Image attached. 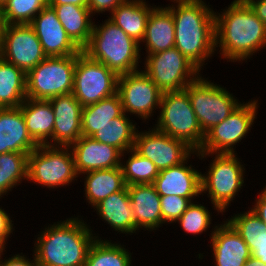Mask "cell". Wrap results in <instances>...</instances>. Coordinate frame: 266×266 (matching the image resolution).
I'll use <instances>...</instances> for the list:
<instances>
[{
    "label": "cell",
    "instance_id": "17",
    "mask_svg": "<svg viewBox=\"0 0 266 266\" xmlns=\"http://www.w3.org/2000/svg\"><path fill=\"white\" fill-rule=\"evenodd\" d=\"M191 157L198 158V151H194L181 164L159 171L153 185L160 196L200 198L201 170H197L192 163L188 164Z\"/></svg>",
    "mask_w": 266,
    "mask_h": 266
},
{
    "label": "cell",
    "instance_id": "26",
    "mask_svg": "<svg viewBox=\"0 0 266 266\" xmlns=\"http://www.w3.org/2000/svg\"><path fill=\"white\" fill-rule=\"evenodd\" d=\"M79 179H84L83 181L80 180V182H84L83 197H85L88 207L90 204L91 209L109 195L121 191L127 186L121 166L83 173Z\"/></svg>",
    "mask_w": 266,
    "mask_h": 266
},
{
    "label": "cell",
    "instance_id": "25",
    "mask_svg": "<svg viewBox=\"0 0 266 266\" xmlns=\"http://www.w3.org/2000/svg\"><path fill=\"white\" fill-rule=\"evenodd\" d=\"M19 107L31 138L38 145L53 146L55 116L50 101L26 98Z\"/></svg>",
    "mask_w": 266,
    "mask_h": 266
},
{
    "label": "cell",
    "instance_id": "50",
    "mask_svg": "<svg viewBox=\"0 0 266 266\" xmlns=\"http://www.w3.org/2000/svg\"><path fill=\"white\" fill-rule=\"evenodd\" d=\"M3 250H4V249L0 246V254L2 253Z\"/></svg>",
    "mask_w": 266,
    "mask_h": 266
},
{
    "label": "cell",
    "instance_id": "13",
    "mask_svg": "<svg viewBox=\"0 0 266 266\" xmlns=\"http://www.w3.org/2000/svg\"><path fill=\"white\" fill-rule=\"evenodd\" d=\"M117 80L118 75L106 65L82 51L77 54L72 93L83 107L117 93Z\"/></svg>",
    "mask_w": 266,
    "mask_h": 266
},
{
    "label": "cell",
    "instance_id": "9",
    "mask_svg": "<svg viewBox=\"0 0 266 266\" xmlns=\"http://www.w3.org/2000/svg\"><path fill=\"white\" fill-rule=\"evenodd\" d=\"M77 55L46 57L26 74L29 99L48 100L72 93Z\"/></svg>",
    "mask_w": 266,
    "mask_h": 266
},
{
    "label": "cell",
    "instance_id": "42",
    "mask_svg": "<svg viewBox=\"0 0 266 266\" xmlns=\"http://www.w3.org/2000/svg\"><path fill=\"white\" fill-rule=\"evenodd\" d=\"M261 192L257 193L254 203L252 201V207L249 208L262 220L266 226V186L262 187Z\"/></svg>",
    "mask_w": 266,
    "mask_h": 266
},
{
    "label": "cell",
    "instance_id": "1",
    "mask_svg": "<svg viewBox=\"0 0 266 266\" xmlns=\"http://www.w3.org/2000/svg\"><path fill=\"white\" fill-rule=\"evenodd\" d=\"M221 10L215 11V51L220 60L242 65L266 50V25L248 3L231 1Z\"/></svg>",
    "mask_w": 266,
    "mask_h": 266
},
{
    "label": "cell",
    "instance_id": "33",
    "mask_svg": "<svg viewBox=\"0 0 266 266\" xmlns=\"http://www.w3.org/2000/svg\"><path fill=\"white\" fill-rule=\"evenodd\" d=\"M133 252L124 242L95 239L87 254L85 266H133Z\"/></svg>",
    "mask_w": 266,
    "mask_h": 266
},
{
    "label": "cell",
    "instance_id": "30",
    "mask_svg": "<svg viewBox=\"0 0 266 266\" xmlns=\"http://www.w3.org/2000/svg\"><path fill=\"white\" fill-rule=\"evenodd\" d=\"M123 113L121 98L118 93L101 99L95 104L83 107L81 116L82 136L91 137L111 120Z\"/></svg>",
    "mask_w": 266,
    "mask_h": 266
},
{
    "label": "cell",
    "instance_id": "49",
    "mask_svg": "<svg viewBox=\"0 0 266 266\" xmlns=\"http://www.w3.org/2000/svg\"><path fill=\"white\" fill-rule=\"evenodd\" d=\"M185 1H187V0H170V3H174V2H185Z\"/></svg>",
    "mask_w": 266,
    "mask_h": 266
},
{
    "label": "cell",
    "instance_id": "18",
    "mask_svg": "<svg viewBox=\"0 0 266 266\" xmlns=\"http://www.w3.org/2000/svg\"><path fill=\"white\" fill-rule=\"evenodd\" d=\"M55 116L53 146H71L82 136L83 106L73 93L48 99Z\"/></svg>",
    "mask_w": 266,
    "mask_h": 266
},
{
    "label": "cell",
    "instance_id": "39",
    "mask_svg": "<svg viewBox=\"0 0 266 266\" xmlns=\"http://www.w3.org/2000/svg\"><path fill=\"white\" fill-rule=\"evenodd\" d=\"M0 206V246L5 250L8 247L9 238H11L13 235L15 230L14 224L16 223H14L12 215L8 213L9 210L7 211L6 208L4 209L2 207V205Z\"/></svg>",
    "mask_w": 266,
    "mask_h": 266
},
{
    "label": "cell",
    "instance_id": "10",
    "mask_svg": "<svg viewBox=\"0 0 266 266\" xmlns=\"http://www.w3.org/2000/svg\"><path fill=\"white\" fill-rule=\"evenodd\" d=\"M260 99L242 100V103L221 123L205 134L198 153L235 154L236 145L251 132L257 119ZM253 126V127H252ZM250 131V132H249ZM238 143V144H237Z\"/></svg>",
    "mask_w": 266,
    "mask_h": 266
},
{
    "label": "cell",
    "instance_id": "6",
    "mask_svg": "<svg viewBox=\"0 0 266 266\" xmlns=\"http://www.w3.org/2000/svg\"><path fill=\"white\" fill-rule=\"evenodd\" d=\"M157 114L155 124L152 123L155 129L185 141L195 151L201 148L205 134L199 125L185 89L163 92Z\"/></svg>",
    "mask_w": 266,
    "mask_h": 266
},
{
    "label": "cell",
    "instance_id": "37",
    "mask_svg": "<svg viewBox=\"0 0 266 266\" xmlns=\"http://www.w3.org/2000/svg\"><path fill=\"white\" fill-rule=\"evenodd\" d=\"M49 0H8L1 8L4 24H29Z\"/></svg>",
    "mask_w": 266,
    "mask_h": 266
},
{
    "label": "cell",
    "instance_id": "4",
    "mask_svg": "<svg viewBox=\"0 0 266 266\" xmlns=\"http://www.w3.org/2000/svg\"><path fill=\"white\" fill-rule=\"evenodd\" d=\"M95 23L88 45L82 52L90 59L106 65L117 75L140 70L143 60L139 43L109 18H105L102 23Z\"/></svg>",
    "mask_w": 266,
    "mask_h": 266
},
{
    "label": "cell",
    "instance_id": "43",
    "mask_svg": "<svg viewBox=\"0 0 266 266\" xmlns=\"http://www.w3.org/2000/svg\"><path fill=\"white\" fill-rule=\"evenodd\" d=\"M248 5L255 12L257 18L266 25V0H251Z\"/></svg>",
    "mask_w": 266,
    "mask_h": 266
},
{
    "label": "cell",
    "instance_id": "16",
    "mask_svg": "<svg viewBox=\"0 0 266 266\" xmlns=\"http://www.w3.org/2000/svg\"><path fill=\"white\" fill-rule=\"evenodd\" d=\"M47 57L77 55L81 50L73 43L50 5L45 6L29 23Z\"/></svg>",
    "mask_w": 266,
    "mask_h": 266
},
{
    "label": "cell",
    "instance_id": "38",
    "mask_svg": "<svg viewBox=\"0 0 266 266\" xmlns=\"http://www.w3.org/2000/svg\"><path fill=\"white\" fill-rule=\"evenodd\" d=\"M199 198L182 196H160L163 225L174 224L187 210L188 206Z\"/></svg>",
    "mask_w": 266,
    "mask_h": 266
},
{
    "label": "cell",
    "instance_id": "24",
    "mask_svg": "<svg viewBox=\"0 0 266 266\" xmlns=\"http://www.w3.org/2000/svg\"><path fill=\"white\" fill-rule=\"evenodd\" d=\"M175 45V23L173 14L164 6H156L150 13L145 34L139 44L141 56L173 48ZM143 46L144 49H143ZM143 49V50H142ZM144 53V54H143Z\"/></svg>",
    "mask_w": 266,
    "mask_h": 266
},
{
    "label": "cell",
    "instance_id": "46",
    "mask_svg": "<svg viewBox=\"0 0 266 266\" xmlns=\"http://www.w3.org/2000/svg\"><path fill=\"white\" fill-rule=\"evenodd\" d=\"M4 21H3V17H2V12H1V8H0V47H1V39H2V35H3V28H4Z\"/></svg>",
    "mask_w": 266,
    "mask_h": 266
},
{
    "label": "cell",
    "instance_id": "35",
    "mask_svg": "<svg viewBox=\"0 0 266 266\" xmlns=\"http://www.w3.org/2000/svg\"><path fill=\"white\" fill-rule=\"evenodd\" d=\"M126 155L128 159H126ZM121 169L127 186L133 184H153L155 178L159 175L156 165L149 159L142 157L134 149L122 153Z\"/></svg>",
    "mask_w": 266,
    "mask_h": 266
},
{
    "label": "cell",
    "instance_id": "7",
    "mask_svg": "<svg viewBox=\"0 0 266 266\" xmlns=\"http://www.w3.org/2000/svg\"><path fill=\"white\" fill-rule=\"evenodd\" d=\"M78 178L70 146L39 145L28 155V183L32 182L50 191L67 188Z\"/></svg>",
    "mask_w": 266,
    "mask_h": 266
},
{
    "label": "cell",
    "instance_id": "45",
    "mask_svg": "<svg viewBox=\"0 0 266 266\" xmlns=\"http://www.w3.org/2000/svg\"><path fill=\"white\" fill-rule=\"evenodd\" d=\"M244 266H266L265 263H262L259 259L250 257L244 264Z\"/></svg>",
    "mask_w": 266,
    "mask_h": 266
},
{
    "label": "cell",
    "instance_id": "36",
    "mask_svg": "<svg viewBox=\"0 0 266 266\" xmlns=\"http://www.w3.org/2000/svg\"><path fill=\"white\" fill-rule=\"evenodd\" d=\"M204 202L201 204V201H193L187 208V210L180 216V218L174 223H178L184 232L187 234H192L193 237L202 234H207L212 227V230L218 226L219 223H212V212L208 207L205 206ZM205 232V233H204Z\"/></svg>",
    "mask_w": 266,
    "mask_h": 266
},
{
    "label": "cell",
    "instance_id": "23",
    "mask_svg": "<svg viewBox=\"0 0 266 266\" xmlns=\"http://www.w3.org/2000/svg\"><path fill=\"white\" fill-rule=\"evenodd\" d=\"M95 209V210H94ZM92 212L96 211L97 216L102 222L109 225L112 231L131 236L136 234V225L134 212L130 204V197L127 186L109 195L94 207ZM117 232V233H116Z\"/></svg>",
    "mask_w": 266,
    "mask_h": 266
},
{
    "label": "cell",
    "instance_id": "5",
    "mask_svg": "<svg viewBox=\"0 0 266 266\" xmlns=\"http://www.w3.org/2000/svg\"><path fill=\"white\" fill-rule=\"evenodd\" d=\"M237 155L238 153H198L197 159L201 161L212 158L206 171H201V196L207 195L213 214L217 212L218 215H226L224 213L233 200L240 197L239 192L243 186L245 188L246 164Z\"/></svg>",
    "mask_w": 266,
    "mask_h": 266
},
{
    "label": "cell",
    "instance_id": "2",
    "mask_svg": "<svg viewBox=\"0 0 266 266\" xmlns=\"http://www.w3.org/2000/svg\"><path fill=\"white\" fill-rule=\"evenodd\" d=\"M83 217L74 214L40 229L31 247L38 266H85L90 246L103 237Z\"/></svg>",
    "mask_w": 266,
    "mask_h": 266
},
{
    "label": "cell",
    "instance_id": "44",
    "mask_svg": "<svg viewBox=\"0 0 266 266\" xmlns=\"http://www.w3.org/2000/svg\"><path fill=\"white\" fill-rule=\"evenodd\" d=\"M74 4L77 6L87 7L88 0H49V5H67Z\"/></svg>",
    "mask_w": 266,
    "mask_h": 266
},
{
    "label": "cell",
    "instance_id": "12",
    "mask_svg": "<svg viewBox=\"0 0 266 266\" xmlns=\"http://www.w3.org/2000/svg\"><path fill=\"white\" fill-rule=\"evenodd\" d=\"M117 93L126 115L136 116L146 125L150 118L156 120L152 116L159 110L163 92L142 69L118 75Z\"/></svg>",
    "mask_w": 266,
    "mask_h": 266
},
{
    "label": "cell",
    "instance_id": "34",
    "mask_svg": "<svg viewBox=\"0 0 266 266\" xmlns=\"http://www.w3.org/2000/svg\"><path fill=\"white\" fill-rule=\"evenodd\" d=\"M28 154L9 152L0 154V201L11 195L13 188L27 181ZM3 197V198H2Z\"/></svg>",
    "mask_w": 266,
    "mask_h": 266
},
{
    "label": "cell",
    "instance_id": "11",
    "mask_svg": "<svg viewBox=\"0 0 266 266\" xmlns=\"http://www.w3.org/2000/svg\"><path fill=\"white\" fill-rule=\"evenodd\" d=\"M142 70L162 91H181L195 80L201 71L176 47L143 56Z\"/></svg>",
    "mask_w": 266,
    "mask_h": 266
},
{
    "label": "cell",
    "instance_id": "14",
    "mask_svg": "<svg viewBox=\"0 0 266 266\" xmlns=\"http://www.w3.org/2000/svg\"><path fill=\"white\" fill-rule=\"evenodd\" d=\"M146 130L138 129L133 149L152 161L159 171L181 164L195 151L185 141L158 131L153 126L146 127Z\"/></svg>",
    "mask_w": 266,
    "mask_h": 266
},
{
    "label": "cell",
    "instance_id": "29",
    "mask_svg": "<svg viewBox=\"0 0 266 266\" xmlns=\"http://www.w3.org/2000/svg\"><path fill=\"white\" fill-rule=\"evenodd\" d=\"M56 11L57 18L73 43L82 51L90 40L93 29V15L88 7L67 5H50ZM93 19V20H92Z\"/></svg>",
    "mask_w": 266,
    "mask_h": 266
},
{
    "label": "cell",
    "instance_id": "19",
    "mask_svg": "<svg viewBox=\"0 0 266 266\" xmlns=\"http://www.w3.org/2000/svg\"><path fill=\"white\" fill-rule=\"evenodd\" d=\"M215 230L207 234L213 255V266H244L251 252L242 237L223 218Z\"/></svg>",
    "mask_w": 266,
    "mask_h": 266
},
{
    "label": "cell",
    "instance_id": "3",
    "mask_svg": "<svg viewBox=\"0 0 266 266\" xmlns=\"http://www.w3.org/2000/svg\"><path fill=\"white\" fill-rule=\"evenodd\" d=\"M209 4L205 0H187L164 5L173 14L174 47L201 72L216 55L215 10Z\"/></svg>",
    "mask_w": 266,
    "mask_h": 266
},
{
    "label": "cell",
    "instance_id": "22",
    "mask_svg": "<svg viewBox=\"0 0 266 266\" xmlns=\"http://www.w3.org/2000/svg\"><path fill=\"white\" fill-rule=\"evenodd\" d=\"M39 145L28 133L20 107L0 108V154L27 153Z\"/></svg>",
    "mask_w": 266,
    "mask_h": 266
},
{
    "label": "cell",
    "instance_id": "48",
    "mask_svg": "<svg viewBox=\"0 0 266 266\" xmlns=\"http://www.w3.org/2000/svg\"><path fill=\"white\" fill-rule=\"evenodd\" d=\"M8 0H0V8L3 7V5L7 2Z\"/></svg>",
    "mask_w": 266,
    "mask_h": 266
},
{
    "label": "cell",
    "instance_id": "32",
    "mask_svg": "<svg viewBox=\"0 0 266 266\" xmlns=\"http://www.w3.org/2000/svg\"><path fill=\"white\" fill-rule=\"evenodd\" d=\"M137 124L139 123L123 112L119 117L112 119L110 125L95 132L91 138L115 146L124 153L134 148L136 133L140 127Z\"/></svg>",
    "mask_w": 266,
    "mask_h": 266
},
{
    "label": "cell",
    "instance_id": "31",
    "mask_svg": "<svg viewBox=\"0 0 266 266\" xmlns=\"http://www.w3.org/2000/svg\"><path fill=\"white\" fill-rule=\"evenodd\" d=\"M26 73L0 57V108L19 107L27 98Z\"/></svg>",
    "mask_w": 266,
    "mask_h": 266
},
{
    "label": "cell",
    "instance_id": "21",
    "mask_svg": "<svg viewBox=\"0 0 266 266\" xmlns=\"http://www.w3.org/2000/svg\"><path fill=\"white\" fill-rule=\"evenodd\" d=\"M130 204L134 212L136 235L159 231L163 226L160 195L153 184L128 185ZM138 232V233H137Z\"/></svg>",
    "mask_w": 266,
    "mask_h": 266
},
{
    "label": "cell",
    "instance_id": "47",
    "mask_svg": "<svg viewBox=\"0 0 266 266\" xmlns=\"http://www.w3.org/2000/svg\"><path fill=\"white\" fill-rule=\"evenodd\" d=\"M233 1L240 2V3H248L251 0H233Z\"/></svg>",
    "mask_w": 266,
    "mask_h": 266
},
{
    "label": "cell",
    "instance_id": "20",
    "mask_svg": "<svg viewBox=\"0 0 266 266\" xmlns=\"http://www.w3.org/2000/svg\"><path fill=\"white\" fill-rule=\"evenodd\" d=\"M70 148L75 160V169L79 176L94 170L121 166L122 152L118 148L95 141L91 137L81 136Z\"/></svg>",
    "mask_w": 266,
    "mask_h": 266
},
{
    "label": "cell",
    "instance_id": "8",
    "mask_svg": "<svg viewBox=\"0 0 266 266\" xmlns=\"http://www.w3.org/2000/svg\"><path fill=\"white\" fill-rule=\"evenodd\" d=\"M209 78L201 73L185 88L204 134L223 122L242 103L230 90Z\"/></svg>",
    "mask_w": 266,
    "mask_h": 266
},
{
    "label": "cell",
    "instance_id": "15",
    "mask_svg": "<svg viewBox=\"0 0 266 266\" xmlns=\"http://www.w3.org/2000/svg\"><path fill=\"white\" fill-rule=\"evenodd\" d=\"M0 57L27 74L47 56L29 24H5Z\"/></svg>",
    "mask_w": 266,
    "mask_h": 266
},
{
    "label": "cell",
    "instance_id": "27",
    "mask_svg": "<svg viewBox=\"0 0 266 266\" xmlns=\"http://www.w3.org/2000/svg\"><path fill=\"white\" fill-rule=\"evenodd\" d=\"M155 7L154 3L149 4L146 0H126L106 17L140 44L148 17Z\"/></svg>",
    "mask_w": 266,
    "mask_h": 266
},
{
    "label": "cell",
    "instance_id": "28",
    "mask_svg": "<svg viewBox=\"0 0 266 266\" xmlns=\"http://www.w3.org/2000/svg\"><path fill=\"white\" fill-rule=\"evenodd\" d=\"M230 215L226 221L242 237L250 249L251 256L266 264V226L249 208Z\"/></svg>",
    "mask_w": 266,
    "mask_h": 266
},
{
    "label": "cell",
    "instance_id": "40",
    "mask_svg": "<svg viewBox=\"0 0 266 266\" xmlns=\"http://www.w3.org/2000/svg\"><path fill=\"white\" fill-rule=\"evenodd\" d=\"M4 254H6V250H3L0 254V266H38L34 253L30 258L27 256L28 254L25 255L23 252L8 255L10 257L4 256Z\"/></svg>",
    "mask_w": 266,
    "mask_h": 266
},
{
    "label": "cell",
    "instance_id": "41",
    "mask_svg": "<svg viewBox=\"0 0 266 266\" xmlns=\"http://www.w3.org/2000/svg\"><path fill=\"white\" fill-rule=\"evenodd\" d=\"M126 0H88L87 7L89 8L91 14L96 16L97 14L109 15Z\"/></svg>",
    "mask_w": 266,
    "mask_h": 266
}]
</instances>
